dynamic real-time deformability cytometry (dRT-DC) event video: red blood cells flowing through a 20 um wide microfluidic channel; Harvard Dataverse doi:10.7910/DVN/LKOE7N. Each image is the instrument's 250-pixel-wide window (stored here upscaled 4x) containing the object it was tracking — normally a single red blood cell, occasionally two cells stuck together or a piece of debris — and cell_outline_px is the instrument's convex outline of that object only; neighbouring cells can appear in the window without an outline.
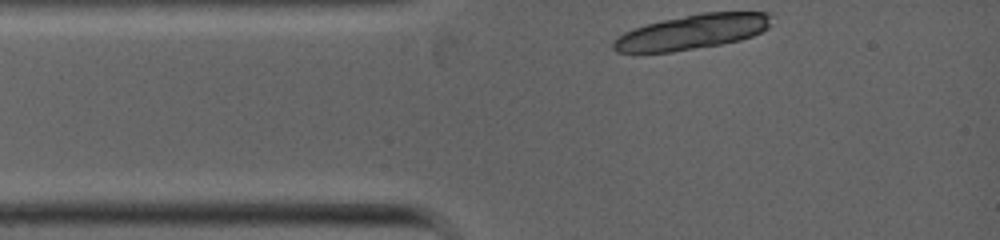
{"species": "common noctule bat (a hibernating species)", "species_latin": "Nyctalus noctula", "temperature_condition": "warm", "stored_images_in_passage": 1, "camera_frame_rate_fps": 5000, "um_per_image_px": 0.085, "animal": {"sex": "female", "body_mass_g": 19.0, "forearm_length_mm": 53.3}, "frame": {"image": 1, "passage_image": 1, "time_ms": 0.0, "image_size_px": [1000, 240], "cell_outline_px": [[772, 12], [768, 28], [752, 36], [740, 40], [720, 44], [672, 52], [616, 52], [612, 48], [612, 44], [624, 32], [660, 20], [700, 12]], "centroid_in_image_um": [58.86, 2.7], "position_along_channel_um": 26.1, "area_um2": 31.85}}